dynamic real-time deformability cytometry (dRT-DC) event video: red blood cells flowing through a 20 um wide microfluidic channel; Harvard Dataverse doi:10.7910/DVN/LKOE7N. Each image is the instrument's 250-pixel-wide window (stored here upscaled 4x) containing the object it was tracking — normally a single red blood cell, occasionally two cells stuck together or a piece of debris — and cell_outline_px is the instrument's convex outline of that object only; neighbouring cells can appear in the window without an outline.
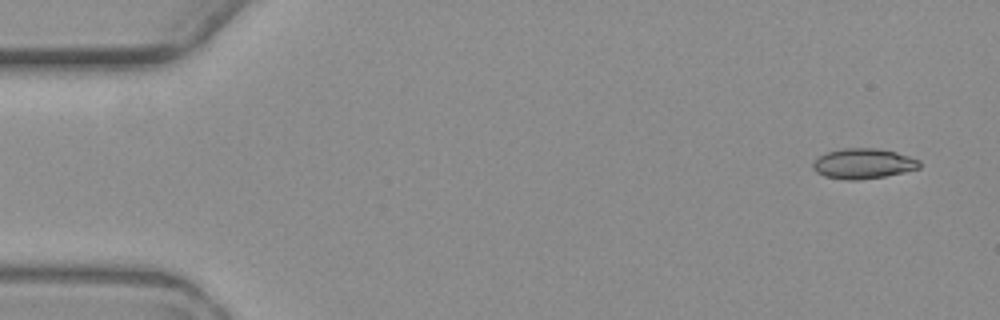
{"species": "common noctule bat (a hibernating species)", "species_latin": "Nyctalus noctula", "temperature_condition": "warm", "stored_images_in_passage": 5, "camera_frame_rate_fps": 3000, "um_per_image_px": 0.085, "animal": {"sex": "female", "body_mass_g": 19.3, "forearm_length_mm": 54.1}, "frame": {"image": 1, "passage_image": 1, "time_ms": 0.0, "image_size_px": [1000, 320], "cell_outline_px": [[920, 168], [884, 176], [860, 180], [848, 180], [824, 176], [816, 172], [812, 168], [812, 164], [820, 156], [828, 152], [844, 148], [876, 148], [896, 152], [920, 160]], "centroid_in_image_um": [73.37, 13.91], "position_along_channel_um": 11.6, "area_um2": 18.61}}